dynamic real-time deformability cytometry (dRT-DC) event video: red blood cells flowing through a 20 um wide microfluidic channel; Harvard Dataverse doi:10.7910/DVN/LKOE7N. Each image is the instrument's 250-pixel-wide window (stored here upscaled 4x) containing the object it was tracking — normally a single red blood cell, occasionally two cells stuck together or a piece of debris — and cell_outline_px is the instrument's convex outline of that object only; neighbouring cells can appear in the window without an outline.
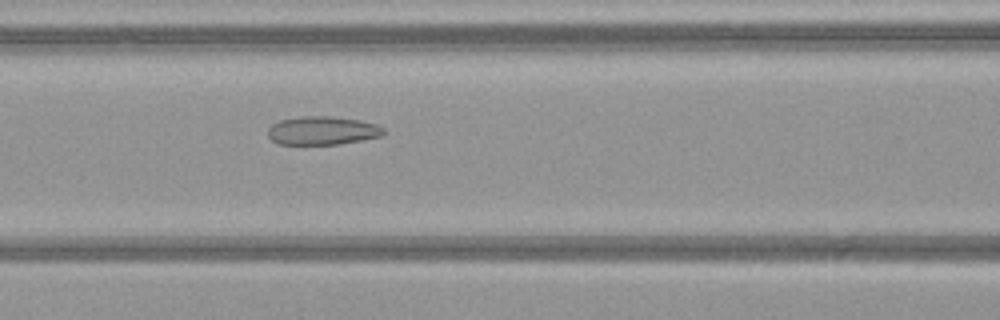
{"species": "common noctule bat (a hibernating species)", "species_latin": "Nyctalus noctula", "temperature_condition": "warm", "stored_images_in_passage": 51, "camera_frame_rate_fps": 3000, "um_per_image_px": 0.085, "animal": {"sex": "female", "body_mass_g": 21.9}, "frame": {"image": 1, "passage_image": 23, "time_ms": 7.333, "image_size_px": [1000, 320], "cell_outline_px": [[388, 132], [380, 136], [340, 144], [276, 144], [268, 136], [268, 128], [272, 124], [280, 120], [300, 116], [332, 116], [360, 120], [376, 124], [384, 128]], "centroid_in_image_um": [27.4, 11.09], "position_along_channel_um": 139.2, "area_um2": 19.31}}
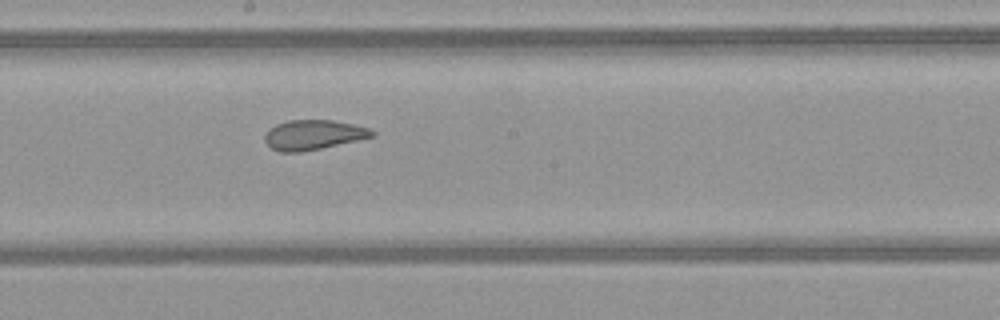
{"frame": {"image": 2, "passage_image": 29, "time_ms": 9.333, "image_size_px": [1000, 320], "cell_outline_px": [[376, 136], [320, 148], [300, 152], [280, 152], [272, 148], [264, 140], [264, 136], [276, 124], [288, 120], [332, 120], [352, 124], [368, 128], [376, 132]], "centroid_in_image_um": [26.65, 11.46], "position_along_channel_um": 221.6, "area_um2": 18.38}}
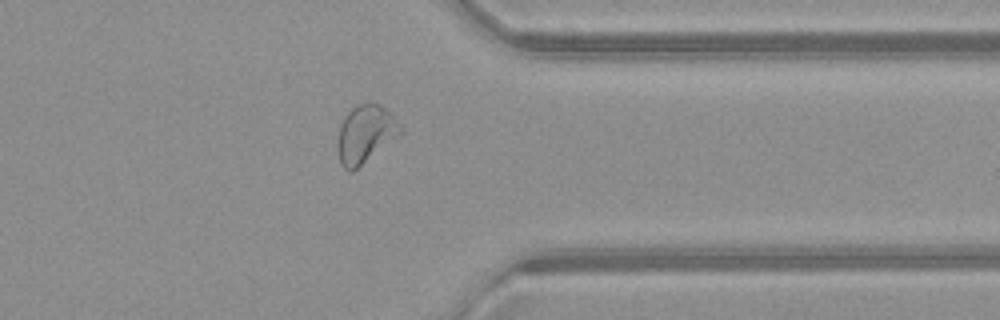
{"frame": {"image": 3, "passage_image": 41, "time_ms": 13.333, "image_size_px": [1000, 320], "cell_outline_px": [[404, 132], [400, 136], [352, 172], [348, 172], [340, 164], [336, 144], [340, 124], [344, 116], [356, 104], [368, 100], [380, 104], [404, 128]], "centroid_in_image_um": [31.05, 11.39], "position_along_channel_um": 380.3, "area_um2": 21.73}, "authors_computed_cell_mechanics": {"area_um2": 22.7154, "velocity_mm_per_s": 4.1157, "shape_relaxation_time_tau1_ms": null, "shape_relaxation_time_tau2_ms": 1.3693, "deformation_change_tau1": null, "deformation_change_tau2": 0.0717}}